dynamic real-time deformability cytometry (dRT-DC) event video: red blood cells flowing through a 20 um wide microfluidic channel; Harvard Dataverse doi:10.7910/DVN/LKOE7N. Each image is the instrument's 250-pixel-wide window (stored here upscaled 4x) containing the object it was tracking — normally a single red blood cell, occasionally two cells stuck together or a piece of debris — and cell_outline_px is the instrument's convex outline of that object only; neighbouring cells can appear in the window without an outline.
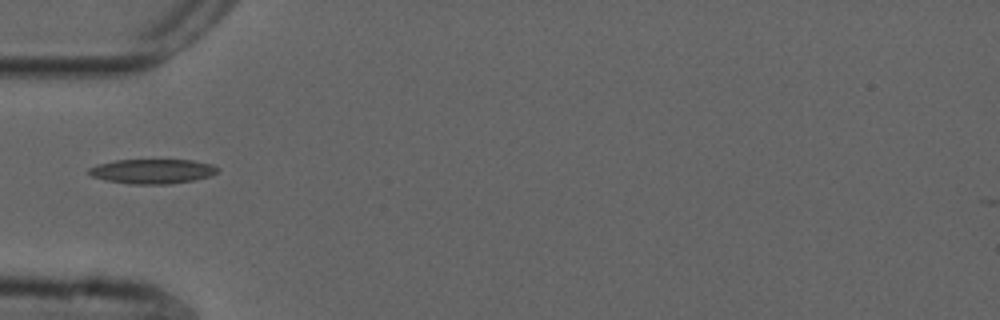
{"species": "common noctule bat (a hibernating species)", "species_latin": "Nyctalus noctula", "temperature_condition": "cold", "stored_images_in_passage": 38, "camera_frame_rate_fps": 3000, "um_per_image_px": 0.085, "animal": {"sex": "male", "forearm_length_mm": 52.5}, "frame": {"image": 1, "passage_image": 1, "time_ms": 0.0, "image_size_px": [1000, 320], "cell_outline_px": [[220, 168], [216, 172], [208, 176], [192, 180], [168, 184], [132, 184], [104, 180], [92, 176], [88, 172], [88, 168], [96, 164], [116, 160], [192, 160], [212, 164]], "centroid_in_image_um": [12.91, 14.55], "position_along_channel_um": 72.1, "area_um2": 18.38}}
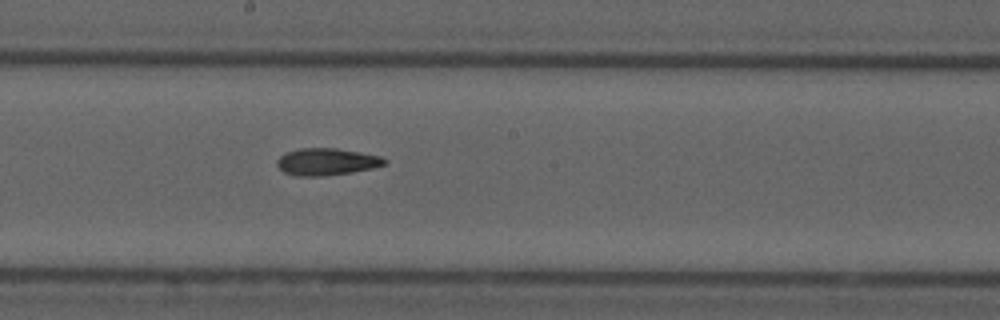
{"frame": {"image": 2, "passage_image": 13, "time_ms": 4.0, "image_size_px": [1000, 320], "cell_outline_px": [[388, 164], [372, 168], [352, 172], [320, 176], [296, 176], [284, 172], [276, 164], [276, 160], [280, 156], [288, 152], [300, 148], [336, 148], [380, 156], [388, 160]], "centroid_in_image_um": [27.77, 13.75], "position_along_channel_um": 220.4, "area_um2": 16.88}}
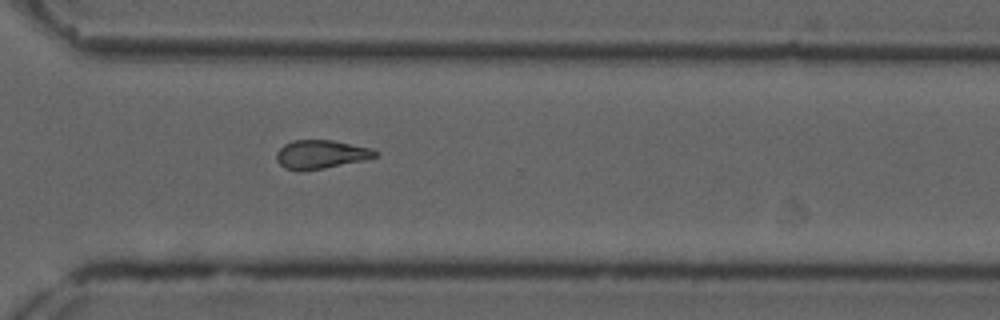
{"frame": {"image": 3, "passage_image": 23, "time_ms": 7.333, "image_size_px": [1000, 320], "cell_outline_px": [[380, 156], [364, 160], [324, 168], [300, 172], [284, 168], [276, 160], [276, 152], [284, 144], [292, 140], [332, 140], [372, 148], [380, 152]], "centroid_in_image_um": [27.29, 13.13], "position_along_channel_um": 343.3, "area_um2": 16.76}, "authors_computed_cell_mechanics": {"area_um2": 16.7909, "velocity_mm_per_s": 3.6962, "shape_relaxation_time_tau1_ms": 9.6479, "shape_relaxation_time_tau2_ms": null, "deformation_change_tau1": 0.2161, "deformation_change_tau2": null}}